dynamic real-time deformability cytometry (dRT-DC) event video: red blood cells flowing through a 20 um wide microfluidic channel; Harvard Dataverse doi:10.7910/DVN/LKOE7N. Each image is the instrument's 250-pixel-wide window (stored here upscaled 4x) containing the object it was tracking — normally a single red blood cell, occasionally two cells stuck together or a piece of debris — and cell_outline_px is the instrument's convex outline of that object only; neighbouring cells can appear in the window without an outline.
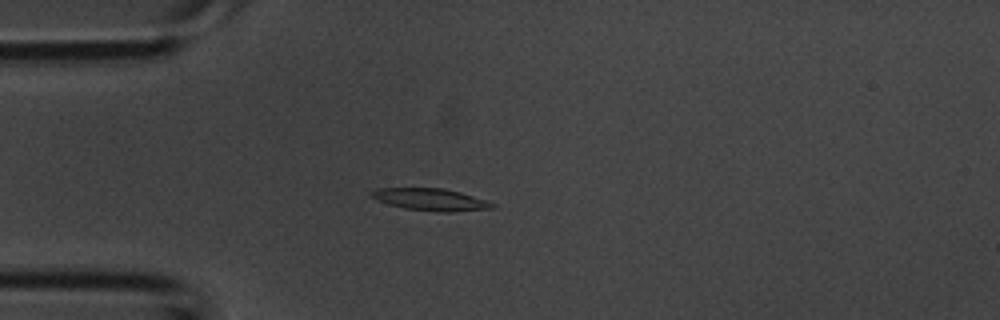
{"species": "common noctule bat (a hibernating species)", "species_latin": "Nyctalus noctula", "temperature_condition": "room temperature", "stored_images_in_passage": 41, "camera_frame_rate_fps": 3000, "um_per_image_px": 0.085, "animal": {"sex": "male", "body_mass_g": 20.1, "forearm_length_mm": 53.5}, "frame": {"image": 1, "passage_image": 11, "time_ms": 3.333, "image_size_px": [1000, 320], "cell_outline_px": [[496, 204], [492, 208], [452, 212], [440, 212], [404, 208], [388, 204], [376, 200], [368, 192], [376, 188], [444, 188], [460, 192]], "centroid_in_image_um": [36.55, 16.95], "position_along_channel_um": 48.5, "area_um2": 15.49}}
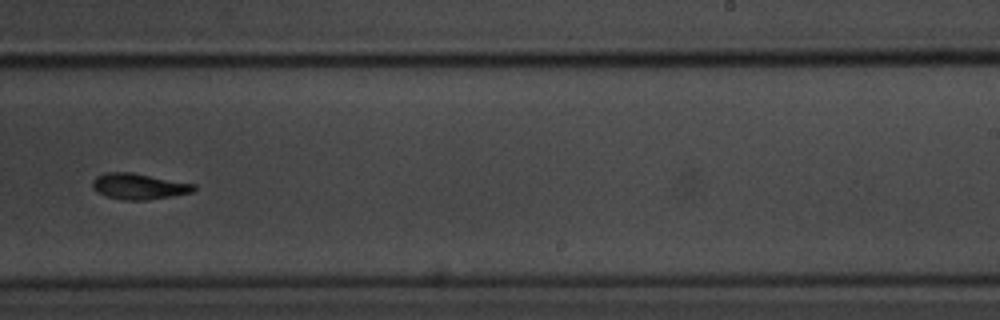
{"frame": {"image": 2, "passage_image": 26, "time_ms": 8.333, "image_size_px": [1000, 320], "cell_outline_px": [[196, 188], [192, 192], [172, 196], [144, 200], [120, 200], [96, 192], [92, 188], [92, 180], [96, 176], [104, 172], [132, 172], [196, 184]], "centroid_in_image_um": [11.77, 15.83], "position_along_channel_um": 277.2, "area_um2": 15.43}}
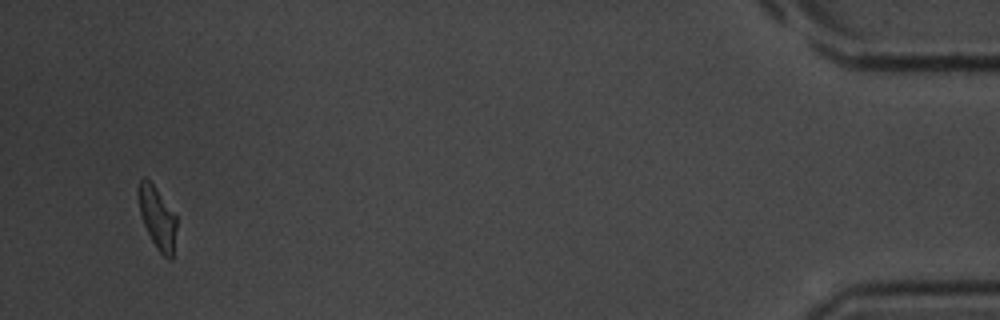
{"frame": {"image": 3, "passage_image": 40, "time_ms": 13.0, "image_size_px": [1000, 320], "cell_outline_px": [[176, 228], [172, 260], [168, 260], [156, 248], [144, 224], [140, 212], [140, 180], [144, 176], [156, 188], [176, 216]], "centroid_in_image_um": [13.41, 18.57], "position_along_channel_um": 421.8, "area_um2": 13.24}}